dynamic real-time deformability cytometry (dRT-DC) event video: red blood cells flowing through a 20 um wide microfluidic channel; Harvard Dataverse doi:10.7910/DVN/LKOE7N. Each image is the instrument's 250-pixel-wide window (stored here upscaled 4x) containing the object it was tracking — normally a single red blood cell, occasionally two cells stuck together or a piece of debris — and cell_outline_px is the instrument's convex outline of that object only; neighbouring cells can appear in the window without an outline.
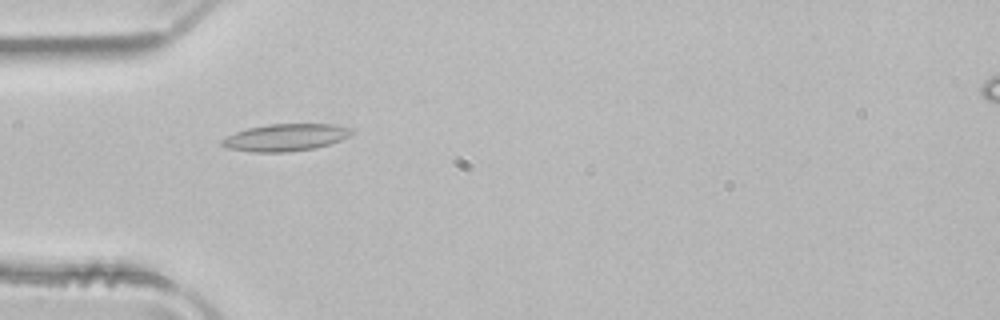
{"species": "common noctule bat (a hibernating species)", "species_latin": "Nyctalus noctula", "temperature_condition": "room temperature", "stored_images_in_passage": 52, "camera_frame_rate_fps": 3000, "um_per_image_px": 0.085, "animal": {"sex": "male", "body_mass_g": 21.5, "forearm_length_mm": 52.0}, "frame": {"image": 1, "passage_image": 16, "time_ms": 5.0, "image_size_px": [1000, 320], "cell_outline_px": [[352, 132], [348, 136], [340, 140], [316, 148], [284, 152], [252, 152], [228, 148], [220, 144], [220, 140], [236, 132], [248, 128], [268, 124], [332, 124], [352, 128]], "centroid_in_image_um": [24.25, 11.68], "position_along_channel_um": 60.8, "area_um2": 20.35}}
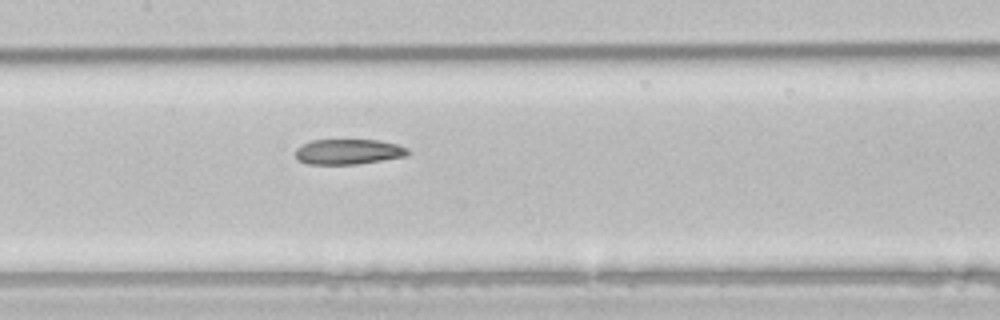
{"frame": {"image": 2, "passage_image": 25, "time_ms": 8.0, "image_size_px": [1000, 320], "cell_outline_px": [[408, 156], [356, 164], [308, 164], [300, 160], [296, 156], [296, 148], [312, 140], [380, 140], [396, 144], [408, 148]], "centroid_in_image_um": [29.64, 12.89], "position_along_channel_um": 177.8, "area_um2": 16.42}}
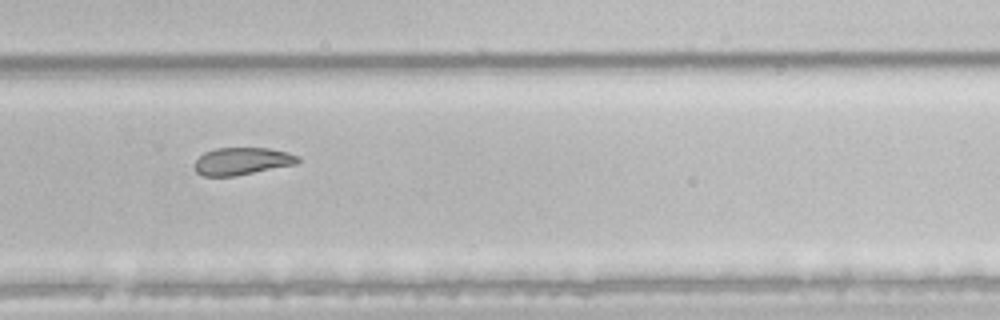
{"frame": {"image": 3, "passage_image": 35, "time_ms": 11.333, "image_size_px": [1000, 320], "cell_outline_px": [[300, 160], [296, 164], [236, 176], [204, 176], [196, 172], [192, 164], [204, 152], [216, 148], [268, 148], [288, 152], [300, 156]], "centroid_in_image_um": [20.56, 13.7], "position_along_channel_um": 309.2, "area_um2": 16.65}, "authors_computed_cell_mechanics": {"area_um2": 19.6231, "velocity_mm_per_s": 3.9625, "shape_relaxation_time_tau1_ms": null, "shape_relaxation_time_tau2_ms": 7.2411, "deformation_change_tau1": null, "deformation_change_tau2": 0.1287}}